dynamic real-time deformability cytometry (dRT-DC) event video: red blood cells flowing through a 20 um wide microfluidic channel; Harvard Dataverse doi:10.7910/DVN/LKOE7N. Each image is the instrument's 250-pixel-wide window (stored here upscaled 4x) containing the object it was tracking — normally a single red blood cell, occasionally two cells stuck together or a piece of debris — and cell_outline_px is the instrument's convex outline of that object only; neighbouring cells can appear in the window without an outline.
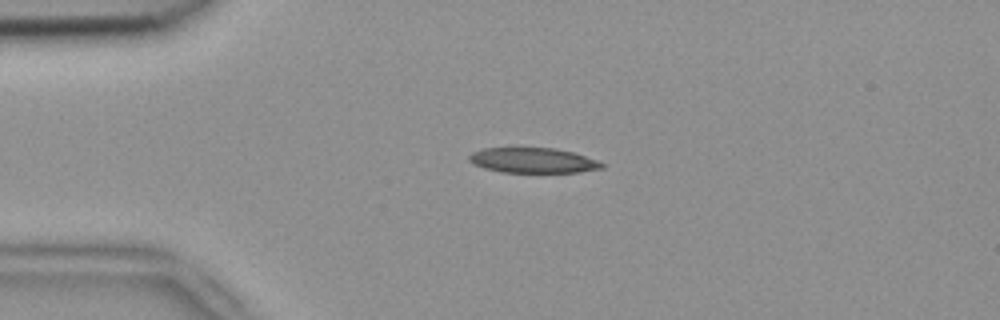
{"species": "common noctule bat (a hibernating species)", "species_latin": "Nyctalus noctula", "temperature_condition": "room temperature", "stored_images_in_passage": 3, "camera_frame_rate_fps": 3000, "um_per_image_px": 0.085, "animal": {"sex": "female", "body_mass_g": 18.4}, "frame": {"image": 1, "passage_image": 2, "time_ms": 0.333, "image_size_px": [1000, 320], "cell_outline_px": [[604, 168], [580, 172], [500, 172], [484, 168], [468, 160], [468, 156], [472, 152], [484, 148], [556, 148], [572, 152], [596, 160], [604, 164]], "centroid_in_image_um": [45.3, 13.63], "position_along_channel_um": 39.7, "area_um2": 19.31}}